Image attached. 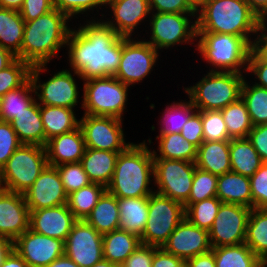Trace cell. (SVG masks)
<instances>
[{
  "label": "cell",
  "mask_w": 267,
  "mask_h": 267,
  "mask_svg": "<svg viewBox=\"0 0 267 267\" xmlns=\"http://www.w3.org/2000/svg\"><path fill=\"white\" fill-rule=\"evenodd\" d=\"M77 27L73 26L67 38L68 69L78 73L81 81L114 76L122 54V36L101 19H86Z\"/></svg>",
  "instance_id": "1"
},
{
  "label": "cell",
  "mask_w": 267,
  "mask_h": 267,
  "mask_svg": "<svg viewBox=\"0 0 267 267\" xmlns=\"http://www.w3.org/2000/svg\"><path fill=\"white\" fill-rule=\"evenodd\" d=\"M72 21L58 9L47 12L35 20L25 21L21 60L31 67L51 63L66 48ZM59 57V58H58Z\"/></svg>",
  "instance_id": "2"
},
{
  "label": "cell",
  "mask_w": 267,
  "mask_h": 267,
  "mask_svg": "<svg viewBox=\"0 0 267 267\" xmlns=\"http://www.w3.org/2000/svg\"><path fill=\"white\" fill-rule=\"evenodd\" d=\"M152 139L132 143L119 153L112 179L106 191L117 198H139L155 192ZM149 145V146H148ZM151 186V187H150Z\"/></svg>",
  "instance_id": "3"
},
{
  "label": "cell",
  "mask_w": 267,
  "mask_h": 267,
  "mask_svg": "<svg viewBox=\"0 0 267 267\" xmlns=\"http://www.w3.org/2000/svg\"><path fill=\"white\" fill-rule=\"evenodd\" d=\"M196 22L197 33L232 34L253 46L259 17L245 0H205Z\"/></svg>",
  "instance_id": "4"
},
{
  "label": "cell",
  "mask_w": 267,
  "mask_h": 267,
  "mask_svg": "<svg viewBox=\"0 0 267 267\" xmlns=\"http://www.w3.org/2000/svg\"><path fill=\"white\" fill-rule=\"evenodd\" d=\"M251 48L243 37L232 34L197 33L196 36L195 49L200 53V59L209 66V71L246 75Z\"/></svg>",
  "instance_id": "5"
},
{
  "label": "cell",
  "mask_w": 267,
  "mask_h": 267,
  "mask_svg": "<svg viewBox=\"0 0 267 267\" xmlns=\"http://www.w3.org/2000/svg\"><path fill=\"white\" fill-rule=\"evenodd\" d=\"M206 72L193 86L183 87L197 111L222 110L241 97L246 75L238 72Z\"/></svg>",
  "instance_id": "6"
},
{
  "label": "cell",
  "mask_w": 267,
  "mask_h": 267,
  "mask_svg": "<svg viewBox=\"0 0 267 267\" xmlns=\"http://www.w3.org/2000/svg\"><path fill=\"white\" fill-rule=\"evenodd\" d=\"M81 106L83 114L92 116H112L122 120L128 112V91L130 86L114 76L90 78L82 81Z\"/></svg>",
  "instance_id": "7"
},
{
  "label": "cell",
  "mask_w": 267,
  "mask_h": 267,
  "mask_svg": "<svg viewBox=\"0 0 267 267\" xmlns=\"http://www.w3.org/2000/svg\"><path fill=\"white\" fill-rule=\"evenodd\" d=\"M197 13H160L151 12L148 30L145 33L151 36L149 40L143 38L147 43L151 44L157 51L171 50L174 46H181L186 43L196 47L197 36ZM194 19V20H193ZM194 42V43H193Z\"/></svg>",
  "instance_id": "8"
},
{
  "label": "cell",
  "mask_w": 267,
  "mask_h": 267,
  "mask_svg": "<svg viewBox=\"0 0 267 267\" xmlns=\"http://www.w3.org/2000/svg\"><path fill=\"white\" fill-rule=\"evenodd\" d=\"M47 165L44 146L21 144L0 170L3 190L23 194Z\"/></svg>",
  "instance_id": "9"
},
{
  "label": "cell",
  "mask_w": 267,
  "mask_h": 267,
  "mask_svg": "<svg viewBox=\"0 0 267 267\" xmlns=\"http://www.w3.org/2000/svg\"><path fill=\"white\" fill-rule=\"evenodd\" d=\"M48 72V66H32L30 80L35 90V99L40 105L59 106L75 109L80 103V89L76 77L80 75L72 70L63 69L57 71L52 77L42 81L41 74ZM41 79V80H40Z\"/></svg>",
  "instance_id": "10"
},
{
  "label": "cell",
  "mask_w": 267,
  "mask_h": 267,
  "mask_svg": "<svg viewBox=\"0 0 267 267\" xmlns=\"http://www.w3.org/2000/svg\"><path fill=\"white\" fill-rule=\"evenodd\" d=\"M184 218V204L153 192L148 198V219L141 243L162 247Z\"/></svg>",
  "instance_id": "11"
},
{
  "label": "cell",
  "mask_w": 267,
  "mask_h": 267,
  "mask_svg": "<svg viewBox=\"0 0 267 267\" xmlns=\"http://www.w3.org/2000/svg\"><path fill=\"white\" fill-rule=\"evenodd\" d=\"M160 55L143 38L122 36V54L114 77L130 87L142 83L156 67Z\"/></svg>",
  "instance_id": "12"
},
{
  "label": "cell",
  "mask_w": 267,
  "mask_h": 267,
  "mask_svg": "<svg viewBox=\"0 0 267 267\" xmlns=\"http://www.w3.org/2000/svg\"><path fill=\"white\" fill-rule=\"evenodd\" d=\"M155 192L184 204L192 188L195 162L153 158Z\"/></svg>",
  "instance_id": "13"
},
{
  "label": "cell",
  "mask_w": 267,
  "mask_h": 267,
  "mask_svg": "<svg viewBox=\"0 0 267 267\" xmlns=\"http://www.w3.org/2000/svg\"><path fill=\"white\" fill-rule=\"evenodd\" d=\"M124 120L112 116L83 114L79 127L83 133L86 148L113 152L125 151L133 142H127Z\"/></svg>",
  "instance_id": "14"
},
{
  "label": "cell",
  "mask_w": 267,
  "mask_h": 267,
  "mask_svg": "<svg viewBox=\"0 0 267 267\" xmlns=\"http://www.w3.org/2000/svg\"><path fill=\"white\" fill-rule=\"evenodd\" d=\"M251 208L231 203H221L211 229L212 248L245 243L246 228Z\"/></svg>",
  "instance_id": "15"
},
{
  "label": "cell",
  "mask_w": 267,
  "mask_h": 267,
  "mask_svg": "<svg viewBox=\"0 0 267 267\" xmlns=\"http://www.w3.org/2000/svg\"><path fill=\"white\" fill-rule=\"evenodd\" d=\"M105 8L110 17L103 14L101 20L119 36L128 38H139V26L149 21L151 14L149 0H106Z\"/></svg>",
  "instance_id": "16"
},
{
  "label": "cell",
  "mask_w": 267,
  "mask_h": 267,
  "mask_svg": "<svg viewBox=\"0 0 267 267\" xmlns=\"http://www.w3.org/2000/svg\"><path fill=\"white\" fill-rule=\"evenodd\" d=\"M103 235L85 220H77L68 234L64 255L80 267H92L103 259Z\"/></svg>",
  "instance_id": "17"
},
{
  "label": "cell",
  "mask_w": 267,
  "mask_h": 267,
  "mask_svg": "<svg viewBox=\"0 0 267 267\" xmlns=\"http://www.w3.org/2000/svg\"><path fill=\"white\" fill-rule=\"evenodd\" d=\"M65 242L26 230L13 242V249L29 267H46L64 255Z\"/></svg>",
  "instance_id": "18"
},
{
  "label": "cell",
  "mask_w": 267,
  "mask_h": 267,
  "mask_svg": "<svg viewBox=\"0 0 267 267\" xmlns=\"http://www.w3.org/2000/svg\"><path fill=\"white\" fill-rule=\"evenodd\" d=\"M30 211L67 204L66 193L56 167L47 165L24 193Z\"/></svg>",
  "instance_id": "19"
},
{
  "label": "cell",
  "mask_w": 267,
  "mask_h": 267,
  "mask_svg": "<svg viewBox=\"0 0 267 267\" xmlns=\"http://www.w3.org/2000/svg\"><path fill=\"white\" fill-rule=\"evenodd\" d=\"M162 248L184 261L212 250L209 231L193 225L186 218L171 233Z\"/></svg>",
  "instance_id": "20"
},
{
  "label": "cell",
  "mask_w": 267,
  "mask_h": 267,
  "mask_svg": "<svg viewBox=\"0 0 267 267\" xmlns=\"http://www.w3.org/2000/svg\"><path fill=\"white\" fill-rule=\"evenodd\" d=\"M30 210L21 193L0 190V236L14 242L29 229Z\"/></svg>",
  "instance_id": "21"
},
{
  "label": "cell",
  "mask_w": 267,
  "mask_h": 267,
  "mask_svg": "<svg viewBox=\"0 0 267 267\" xmlns=\"http://www.w3.org/2000/svg\"><path fill=\"white\" fill-rule=\"evenodd\" d=\"M77 221L67 204L30 211L29 229L51 238L65 240Z\"/></svg>",
  "instance_id": "22"
},
{
  "label": "cell",
  "mask_w": 267,
  "mask_h": 267,
  "mask_svg": "<svg viewBox=\"0 0 267 267\" xmlns=\"http://www.w3.org/2000/svg\"><path fill=\"white\" fill-rule=\"evenodd\" d=\"M45 149L50 166L80 162L86 149L81 128L51 138Z\"/></svg>",
  "instance_id": "23"
},
{
  "label": "cell",
  "mask_w": 267,
  "mask_h": 267,
  "mask_svg": "<svg viewBox=\"0 0 267 267\" xmlns=\"http://www.w3.org/2000/svg\"><path fill=\"white\" fill-rule=\"evenodd\" d=\"M22 144H36L45 147V131L36 99L25 111L16 115L10 122Z\"/></svg>",
  "instance_id": "24"
},
{
  "label": "cell",
  "mask_w": 267,
  "mask_h": 267,
  "mask_svg": "<svg viewBox=\"0 0 267 267\" xmlns=\"http://www.w3.org/2000/svg\"><path fill=\"white\" fill-rule=\"evenodd\" d=\"M121 152L86 148L81 164L91 183L107 187L110 183L118 155Z\"/></svg>",
  "instance_id": "25"
},
{
  "label": "cell",
  "mask_w": 267,
  "mask_h": 267,
  "mask_svg": "<svg viewBox=\"0 0 267 267\" xmlns=\"http://www.w3.org/2000/svg\"><path fill=\"white\" fill-rule=\"evenodd\" d=\"M230 140L204 141L197 148L196 167L217 176L231 171Z\"/></svg>",
  "instance_id": "26"
},
{
  "label": "cell",
  "mask_w": 267,
  "mask_h": 267,
  "mask_svg": "<svg viewBox=\"0 0 267 267\" xmlns=\"http://www.w3.org/2000/svg\"><path fill=\"white\" fill-rule=\"evenodd\" d=\"M216 197L222 203L239 204L252 209L250 177L233 171L219 175Z\"/></svg>",
  "instance_id": "27"
},
{
  "label": "cell",
  "mask_w": 267,
  "mask_h": 267,
  "mask_svg": "<svg viewBox=\"0 0 267 267\" xmlns=\"http://www.w3.org/2000/svg\"><path fill=\"white\" fill-rule=\"evenodd\" d=\"M148 198H117L120 230L142 237L148 219Z\"/></svg>",
  "instance_id": "28"
},
{
  "label": "cell",
  "mask_w": 267,
  "mask_h": 267,
  "mask_svg": "<svg viewBox=\"0 0 267 267\" xmlns=\"http://www.w3.org/2000/svg\"><path fill=\"white\" fill-rule=\"evenodd\" d=\"M71 108L40 105L43 127L45 131V145L51 138L71 132L79 127L76 110Z\"/></svg>",
  "instance_id": "29"
},
{
  "label": "cell",
  "mask_w": 267,
  "mask_h": 267,
  "mask_svg": "<svg viewBox=\"0 0 267 267\" xmlns=\"http://www.w3.org/2000/svg\"><path fill=\"white\" fill-rule=\"evenodd\" d=\"M24 26L19 11L0 7V46L20 60Z\"/></svg>",
  "instance_id": "30"
},
{
  "label": "cell",
  "mask_w": 267,
  "mask_h": 267,
  "mask_svg": "<svg viewBox=\"0 0 267 267\" xmlns=\"http://www.w3.org/2000/svg\"><path fill=\"white\" fill-rule=\"evenodd\" d=\"M117 197L105 191L85 221L98 233L106 234L119 229Z\"/></svg>",
  "instance_id": "31"
},
{
  "label": "cell",
  "mask_w": 267,
  "mask_h": 267,
  "mask_svg": "<svg viewBox=\"0 0 267 267\" xmlns=\"http://www.w3.org/2000/svg\"><path fill=\"white\" fill-rule=\"evenodd\" d=\"M155 140L159 141L157 149L154 150L153 146L151 147L153 158L196 161L197 148L180 133L158 134Z\"/></svg>",
  "instance_id": "32"
},
{
  "label": "cell",
  "mask_w": 267,
  "mask_h": 267,
  "mask_svg": "<svg viewBox=\"0 0 267 267\" xmlns=\"http://www.w3.org/2000/svg\"><path fill=\"white\" fill-rule=\"evenodd\" d=\"M140 244L138 236L120 229L103 234V259L115 264L124 263Z\"/></svg>",
  "instance_id": "33"
},
{
  "label": "cell",
  "mask_w": 267,
  "mask_h": 267,
  "mask_svg": "<svg viewBox=\"0 0 267 267\" xmlns=\"http://www.w3.org/2000/svg\"><path fill=\"white\" fill-rule=\"evenodd\" d=\"M229 151L231 171L243 176L251 177L263 164L247 138L231 139Z\"/></svg>",
  "instance_id": "34"
},
{
  "label": "cell",
  "mask_w": 267,
  "mask_h": 267,
  "mask_svg": "<svg viewBox=\"0 0 267 267\" xmlns=\"http://www.w3.org/2000/svg\"><path fill=\"white\" fill-rule=\"evenodd\" d=\"M216 267H262V260L245 243L212 248Z\"/></svg>",
  "instance_id": "35"
},
{
  "label": "cell",
  "mask_w": 267,
  "mask_h": 267,
  "mask_svg": "<svg viewBox=\"0 0 267 267\" xmlns=\"http://www.w3.org/2000/svg\"><path fill=\"white\" fill-rule=\"evenodd\" d=\"M245 244L261 260L267 256V208H252L246 228Z\"/></svg>",
  "instance_id": "36"
},
{
  "label": "cell",
  "mask_w": 267,
  "mask_h": 267,
  "mask_svg": "<svg viewBox=\"0 0 267 267\" xmlns=\"http://www.w3.org/2000/svg\"><path fill=\"white\" fill-rule=\"evenodd\" d=\"M35 100V90L30 78L16 89L1 97L0 120L11 122Z\"/></svg>",
  "instance_id": "37"
},
{
  "label": "cell",
  "mask_w": 267,
  "mask_h": 267,
  "mask_svg": "<svg viewBox=\"0 0 267 267\" xmlns=\"http://www.w3.org/2000/svg\"><path fill=\"white\" fill-rule=\"evenodd\" d=\"M241 98L245 102L253 126L267 124V88L257 86L245 79Z\"/></svg>",
  "instance_id": "38"
},
{
  "label": "cell",
  "mask_w": 267,
  "mask_h": 267,
  "mask_svg": "<svg viewBox=\"0 0 267 267\" xmlns=\"http://www.w3.org/2000/svg\"><path fill=\"white\" fill-rule=\"evenodd\" d=\"M172 101V103L165 105L164 112L161 119L158 121L161 127L158 134H172L180 133L183 125L188 121L190 116L196 111L190 100Z\"/></svg>",
  "instance_id": "39"
},
{
  "label": "cell",
  "mask_w": 267,
  "mask_h": 267,
  "mask_svg": "<svg viewBox=\"0 0 267 267\" xmlns=\"http://www.w3.org/2000/svg\"><path fill=\"white\" fill-rule=\"evenodd\" d=\"M105 191L103 185L90 183L68 195V208L77 220H85Z\"/></svg>",
  "instance_id": "40"
},
{
  "label": "cell",
  "mask_w": 267,
  "mask_h": 267,
  "mask_svg": "<svg viewBox=\"0 0 267 267\" xmlns=\"http://www.w3.org/2000/svg\"><path fill=\"white\" fill-rule=\"evenodd\" d=\"M227 132L231 139L247 138L253 125L245 102L240 97L221 110Z\"/></svg>",
  "instance_id": "41"
},
{
  "label": "cell",
  "mask_w": 267,
  "mask_h": 267,
  "mask_svg": "<svg viewBox=\"0 0 267 267\" xmlns=\"http://www.w3.org/2000/svg\"><path fill=\"white\" fill-rule=\"evenodd\" d=\"M221 201L212 197L191 205H184L185 218L193 225L209 231L220 209Z\"/></svg>",
  "instance_id": "42"
},
{
  "label": "cell",
  "mask_w": 267,
  "mask_h": 267,
  "mask_svg": "<svg viewBox=\"0 0 267 267\" xmlns=\"http://www.w3.org/2000/svg\"><path fill=\"white\" fill-rule=\"evenodd\" d=\"M53 4L54 8L65 13L72 20L79 19V17L81 19L80 15L84 14L82 18L84 21L85 16L87 20L88 18L98 19L96 15L99 14V10H102L99 14L101 18L105 11L106 0H53ZM95 9L98 12L97 14L94 13ZM91 11L94 13L93 17L90 15Z\"/></svg>",
  "instance_id": "43"
},
{
  "label": "cell",
  "mask_w": 267,
  "mask_h": 267,
  "mask_svg": "<svg viewBox=\"0 0 267 267\" xmlns=\"http://www.w3.org/2000/svg\"><path fill=\"white\" fill-rule=\"evenodd\" d=\"M217 180V175L196 167L189 198L184 205H191L192 203H197L208 198L216 197Z\"/></svg>",
  "instance_id": "44"
},
{
  "label": "cell",
  "mask_w": 267,
  "mask_h": 267,
  "mask_svg": "<svg viewBox=\"0 0 267 267\" xmlns=\"http://www.w3.org/2000/svg\"><path fill=\"white\" fill-rule=\"evenodd\" d=\"M31 66L16 58L8 67L0 71V97L10 90L21 87L30 78Z\"/></svg>",
  "instance_id": "45"
},
{
  "label": "cell",
  "mask_w": 267,
  "mask_h": 267,
  "mask_svg": "<svg viewBox=\"0 0 267 267\" xmlns=\"http://www.w3.org/2000/svg\"><path fill=\"white\" fill-rule=\"evenodd\" d=\"M204 141L231 140L221 110L201 111Z\"/></svg>",
  "instance_id": "46"
},
{
  "label": "cell",
  "mask_w": 267,
  "mask_h": 267,
  "mask_svg": "<svg viewBox=\"0 0 267 267\" xmlns=\"http://www.w3.org/2000/svg\"><path fill=\"white\" fill-rule=\"evenodd\" d=\"M55 167L60 174L64 189L68 195L91 183L81 162L64 163Z\"/></svg>",
  "instance_id": "47"
},
{
  "label": "cell",
  "mask_w": 267,
  "mask_h": 267,
  "mask_svg": "<svg viewBox=\"0 0 267 267\" xmlns=\"http://www.w3.org/2000/svg\"><path fill=\"white\" fill-rule=\"evenodd\" d=\"M252 208H267V163L250 177Z\"/></svg>",
  "instance_id": "48"
},
{
  "label": "cell",
  "mask_w": 267,
  "mask_h": 267,
  "mask_svg": "<svg viewBox=\"0 0 267 267\" xmlns=\"http://www.w3.org/2000/svg\"><path fill=\"white\" fill-rule=\"evenodd\" d=\"M21 144L11 123L0 120V170Z\"/></svg>",
  "instance_id": "49"
},
{
  "label": "cell",
  "mask_w": 267,
  "mask_h": 267,
  "mask_svg": "<svg viewBox=\"0 0 267 267\" xmlns=\"http://www.w3.org/2000/svg\"><path fill=\"white\" fill-rule=\"evenodd\" d=\"M246 75H253V84L267 88V59H263L253 48L249 53Z\"/></svg>",
  "instance_id": "50"
},
{
  "label": "cell",
  "mask_w": 267,
  "mask_h": 267,
  "mask_svg": "<svg viewBox=\"0 0 267 267\" xmlns=\"http://www.w3.org/2000/svg\"><path fill=\"white\" fill-rule=\"evenodd\" d=\"M180 134L198 148L203 142L201 111H195L183 125Z\"/></svg>",
  "instance_id": "51"
},
{
  "label": "cell",
  "mask_w": 267,
  "mask_h": 267,
  "mask_svg": "<svg viewBox=\"0 0 267 267\" xmlns=\"http://www.w3.org/2000/svg\"><path fill=\"white\" fill-rule=\"evenodd\" d=\"M53 9V0H24L19 13L24 21H31Z\"/></svg>",
  "instance_id": "52"
},
{
  "label": "cell",
  "mask_w": 267,
  "mask_h": 267,
  "mask_svg": "<svg viewBox=\"0 0 267 267\" xmlns=\"http://www.w3.org/2000/svg\"><path fill=\"white\" fill-rule=\"evenodd\" d=\"M151 12L160 13H196L186 0H149Z\"/></svg>",
  "instance_id": "53"
},
{
  "label": "cell",
  "mask_w": 267,
  "mask_h": 267,
  "mask_svg": "<svg viewBox=\"0 0 267 267\" xmlns=\"http://www.w3.org/2000/svg\"><path fill=\"white\" fill-rule=\"evenodd\" d=\"M247 139L260 155L263 163H267V124L253 126Z\"/></svg>",
  "instance_id": "54"
},
{
  "label": "cell",
  "mask_w": 267,
  "mask_h": 267,
  "mask_svg": "<svg viewBox=\"0 0 267 267\" xmlns=\"http://www.w3.org/2000/svg\"><path fill=\"white\" fill-rule=\"evenodd\" d=\"M155 246L140 244V246L124 262L128 267H152Z\"/></svg>",
  "instance_id": "55"
},
{
  "label": "cell",
  "mask_w": 267,
  "mask_h": 267,
  "mask_svg": "<svg viewBox=\"0 0 267 267\" xmlns=\"http://www.w3.org/2000/svg\"><path fill=\"white\" fill-rule=\"evenodd\" d=\"M152 267H186V261L166 252L162 247L155 246Z\"/></svg>",
  "instance_id": "56"
},
{
  "label": "cell",
  "mask_w": 267,
  "mask_h": 267,
  "mask_svg": "<svg viewBox=\"0 0 267 267\" xmlns=\"http://www.w3.org/2000/svg\"><path fill=\"white\" fill-rule=\"evenodd\" d=\"M186 267H216L213 251L210 250L187 260Z\"/></svg>",
  "instance_id": "57"
},
{
  "label": "cell",
  "mask_w": 267,
  "mask_h": 267,
  "mask_svg": "<svg viewBox=\"0 0 267 267\" xmlns=\"http://www.w3.org/2000/svg\"><path fill=\"white\" fill-rule=\"evenodd\" d=\"M252 48L267 59V27H258Z\"/></svg>",
  "instance_id": "58"
},
{
  "label": "cell",
  "mask_w": 267,
  "mask_h": 267,
  "mask_svg": "<svg viewBox=\"0 0 267 267\" xmlns=\"http://www.w3.org/2000/svg\"><path fill=\"white\" fill-rule=\"evenodd\" d=\"M0 267H29V265L14 249H12L5 257Z\"/></svg>",
  "instance_id": "59"
},
{
  "label": "cell",
  "mask_w": 267,
  "mask_h": 267,
  "mask_svg": "<svg viewBox=\"0 0 267 267\" xmlns=\"http://www.w3.org/2000/svg\"><path fill=\"white\" fill-rule=\"evenodd\" d=\"M250 9L260 18L267 10V0H245Z\"/></svg>",
  "instance_id": "60"
},
{
  "label": "cell",
  "mask_w": 267,
  "mask_h": 267,
  "mask_svg": "<svg viewBox=\"0 0 267 267\" xmlns=\"http://www.w3.org/2000/svg\"><path fill=\"white\" fill-rule=\"evenodd\" d=\"M15 59V55L0 46V71L8 67Z\"/></svg>",
  "instance_id": "61"
},
{
  "label": "cell",
  "mask_w": 267,
  "mask_h": 267,
  "mask_svg": "<svg viewBox=\"0 0 267 267\" xmlns=\"http://www.w3.org/2000/svg\"><path fill=\"white\" fill-rule=\"evenodd\" d=\"M13 249V242L9 239L0 236V266L3 263L5 257Z\"/></svg>",
  "instance_id": "62"
},
{
  "label": "cell",
  "mask_w": 267,
  "mask_h": 267,
  "mask_svg": "<svg viewBox=\"0 0 267 267\" xmlns=\"http://www.w3.org/2000/svg\"><path fill=\"white\" fill-rule=\"evenodd\" d=\"M46 267H80V266H78L74 261H72L67 256L63 255L54 260Z\"/></svg>",
  "instance_id": "63"
},
{
  "label": "cell",
  "mask_w": 267,
  "mask_h": 267,
  "mask_svg": "<svg viewBox=\"0 0 267 267\" xmlns=\"http://www.w3.org/2000/svg\"><path fill=\"white\" fill-rule=\"evenodd\" d=\"M24 0H0V7L20 11Z\"/></svg>",
  "instance_id": "64"
},
{
  "label": "cell",
  "mask_w": 267,
  "mask_h": 267,
  "mask_svg": "<svg viewBox=\"0 0 267 267\" xmlns=\"http://www.w3.org/2000/svg\"><path fill=\"white\" fill-rule=\"evenodd\" d=\"M187 4L198 13L204 5L205 0H186Z\"/></svg>",
  "instance_id": "65"
},
{
  "label": "cell",
  "mask_w": 267,
  "mask_h": 267,
  "mask_svg": "<svg viewBox=\"0 0 267 267\" xmlns=\"http://www.w3.org/2000/svg\"><path fill=\"white\" fill-rule=\"evenodd\" d=\"M115 263H112L106 259H102L101 261L94 264L92 267H114Z\"/></svg>",
  "instance_id": "66"
},
{
  "label": "cell",
  "mask_w": 267,
  "mask_h": 267,
  "mask_svg": "<svg viewBox=\"0 0 267 267\" xmlns=\"http://www.w3.org/2000/svg\"><path fill=\"white\" fill-rule=\"evenodd\" d=\"M258 27H267V10L259 18V26Z\"/></svg>",
  "instance_id": "67"
},
{
  "label": "cell",
  "mask_w": 267,
  "mask_h": 267,
  "mask_svg": "<svg viewBox=\"0 0 267 267\" xmlns=\"http://www.w3.org/2000/svg\"><path fill=\"white\" fill-rule=\"evenodd\" d=\"M114 267H128L125 263H116Z\"/></svg>",
  "instance_id": "68"
},
{
  "label": "cell",
  "mask_w": 267,
  "mask_h": 267,
  "mask_svg": "<svg viewBox=\"0 0 267 267\" xmlns=\"http://www.w3.org/2000/svg\"><path fill=\"white\" fill-rule=\"evenodd\" d=\"M262 267H267V256L262 259Z\"/></svg>",
  "instance_id": "69"
},
{
  "label": "cell",
  "mask_w": 267,
  "mask_h": 267,
  "mask_svg": "<svg viewBox=\"0 0 267 267\" xmlns=\"http://www.w3.org/2000/svg\"><path fill=\"white\" fill-rule=\"evenodd\" d=\"M2 182H1V171H0V190H2Z\"/></svg>",
  "instance_id": "70"
}]
</instances>
